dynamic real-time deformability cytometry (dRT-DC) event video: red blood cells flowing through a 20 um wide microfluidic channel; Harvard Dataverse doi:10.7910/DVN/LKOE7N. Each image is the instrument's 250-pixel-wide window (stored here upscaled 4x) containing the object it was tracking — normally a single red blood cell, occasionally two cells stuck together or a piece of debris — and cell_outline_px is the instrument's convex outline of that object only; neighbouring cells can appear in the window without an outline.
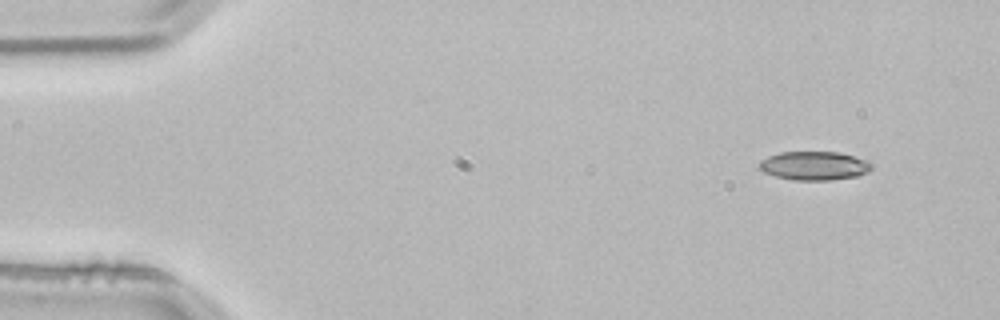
{"species": "common noctule bat (a hibernating species)", "species_latin": "Nyctalus noctula", "temperature_condition": "room temperature", "stored_images_in_passage": 3, "camera_frame_rate_fps": 3000, "um_per_image_px": 0.085, "animal": {"sex": "male", "body_mass_g": 21.5, "forearm_length_mm": 52.0}, "frame": {"image": 1, "passage_image": 1, "time_ms": 0.0, "image_size_px": [1000, 320], "cell_outline_px": [[872, 168], [868, 172], [856, 176], [828, 180], [792, 180], [776, 176], [764, 172], [756, 164], [760, 160], [768, 156], [780, 152], [840, 152], [868, 160], [872, 164]], "centroid_in_image_um": [69.2, 14.08], "position_along_channel_um": 15.8, "area_um2": 18.9}}